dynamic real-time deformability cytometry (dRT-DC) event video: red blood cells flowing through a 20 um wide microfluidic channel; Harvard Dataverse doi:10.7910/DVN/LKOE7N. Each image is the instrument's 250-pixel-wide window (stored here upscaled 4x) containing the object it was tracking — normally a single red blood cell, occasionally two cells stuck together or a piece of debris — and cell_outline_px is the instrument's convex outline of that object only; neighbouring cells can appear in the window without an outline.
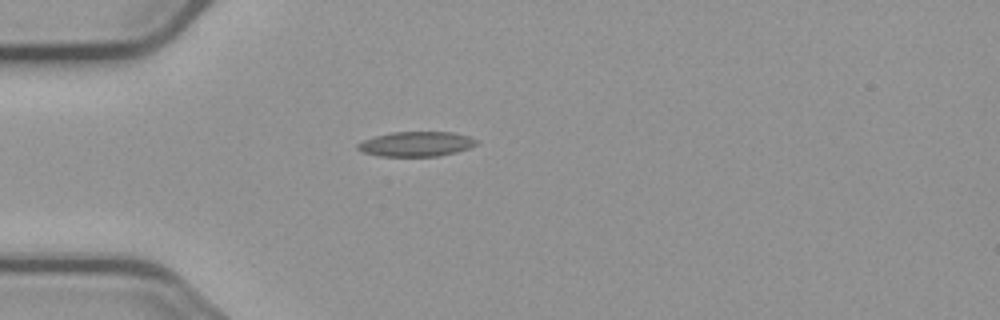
{"species": "common noctule bat (a hibernating species)", "species_latin": "Nyctalus noctula", "temperature_condition": "cold", "stored_images_in_passage": 1, "camera_frame_rate_fps": 3000, "um_per_image_px": 0.085, "animal": {"sex": "male", "body_mass_g": 23.1, "forearm_length_mm": 52.7}, "frame": {"image": 1, "passage_image": 1, "time_ms": 0.0, "image_size_px": [1000, 320], "cell_outline_px": [[476, 144], [468, 148], [456, 152], [440, 156], [380, 156], [360, 152], [356, 148], [356, 144], [364, 140], [376, 136], [392, 132], [452, 132], [468, 136], [476, 140]], "centroid_in_image_um": [35.33, 12.24], "position_along_channel_um": 49.7, "area_um2": 17.11}}